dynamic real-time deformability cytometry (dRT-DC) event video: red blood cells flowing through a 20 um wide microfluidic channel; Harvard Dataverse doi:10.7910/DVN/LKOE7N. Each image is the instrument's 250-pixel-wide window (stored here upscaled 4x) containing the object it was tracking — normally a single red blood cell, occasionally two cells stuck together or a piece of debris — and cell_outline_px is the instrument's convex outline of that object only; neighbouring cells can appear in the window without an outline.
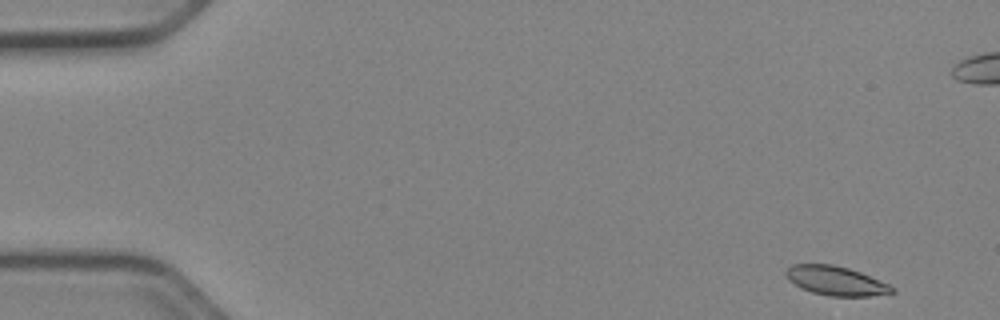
{"species": "Egyptian fruit bat (a non-hibernating species)", "species_latin": "Rousettus aegyptiacus", "temperature_condition": "cold", "stored_images_in_passage": 52, "camera_frame_rate_fps": 3000, "um_per_image_px": 0.085, "animal": {"sex": "female"}, "frame": {"image": 1, "passage_image": 2, "time_ms": 0.333, "image_size_px": [1000, 320], "cell_outline_px": [[896, 292], [868, 296], [828, 296], [812, 292], [800, 288], [788, 280], [784, 276], [784, 272], [792, 264], [832, 264], [848, 268], [860, 272], [888, 284], [896, 288]], "centroid_in_image_um": [71.01, 23.87], "position_along_channel_um": 14.0, "area_um2": 18.09}}
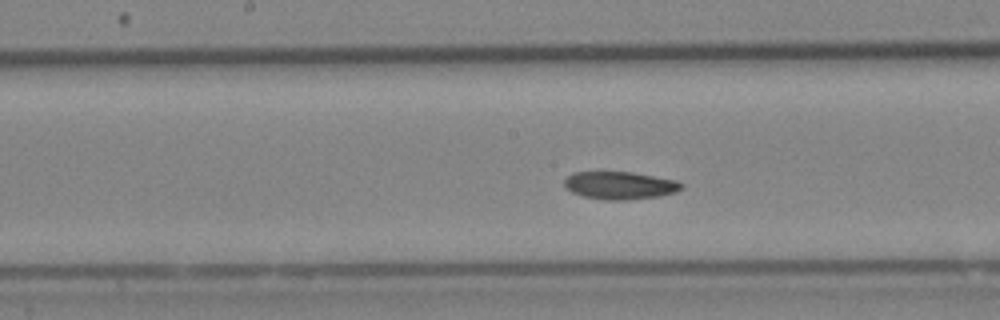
{"frame": {"image": 2, "passage_image": 26, "time_ms": 8.333, "image_size_px": [1000, 320], "cell_outline_px": [[684, 188], [676, 192], [660, 196], [624, 200], [604, 200], [584, 196], [572, 192], [564, 184], [564, 180], [572, 172], [632, 172], [676, 180], [684, 184]], "centroid_in_image_um": [52.73, 15.76], "position_along_channel_um": 195.5, "area_um2": 18.9}}
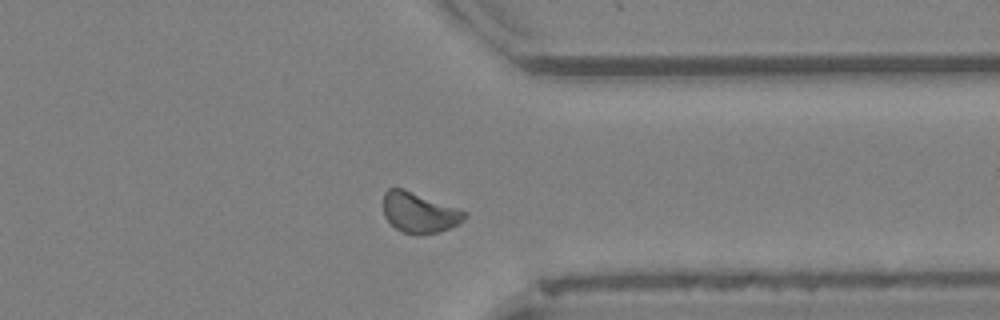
{"frame": {"image": 3, "passage_image": 40, "time_ms": 13.0, "image_size_px": [1000, 320], "cell_outline_px": [[468, 216], [464, 220], [448, 228], [424, 236], [420, 236], [404, 232], [396, 228], [384, 216], [384, 192], [388, 188], [404, 188], [468, 212]], "centroid_in_image_um": [35.64, 18.07], "position_along_channel_um": 375.8, "area_um2": 19.13}, "authors_computed_cell_mechanics": {"area_um2": 19.1318, "velocity_mm_per_s": 3.9004, "shape_relaxation_time_tau1_ms": 4.7212, "shape_relaxation_time_tau2_ms": 3.7888, "deformation_change_tau1": 0.0897, "deformation_change_tau2": 0.0769}}